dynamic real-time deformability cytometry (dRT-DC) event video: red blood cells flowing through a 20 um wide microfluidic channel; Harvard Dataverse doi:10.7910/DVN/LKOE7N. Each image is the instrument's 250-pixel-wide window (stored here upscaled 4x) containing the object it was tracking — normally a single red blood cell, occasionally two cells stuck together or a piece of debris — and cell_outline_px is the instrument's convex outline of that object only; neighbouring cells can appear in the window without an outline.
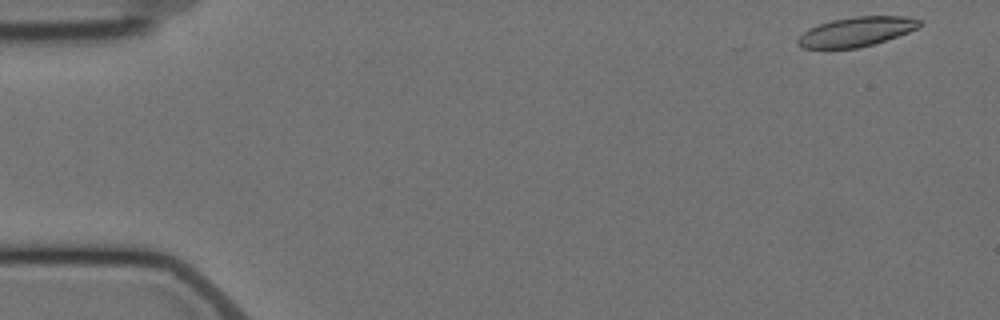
{"species": "Egyptian fruit bat (a non-hibernating species)", "species_latin": "Rousettus aegyptiacus", "temperature_condition": "cold", "stored_images_in_passage": 4, "camera_frame_rate_fps": 3000, "um_per_image_px": 0.085, "animal": {"sex": "female"}, "frame": {"image": 1, "passage_image": 1, "time_ms": 0.0, "image_size_px": [1000, 320], "cell_outline_px": [[920, 24], [916, 28], [908, 32], [872, 44], [856, 48], [800, 48], [796, 44], [796, 40], [808, 28], [832, 20], [856, 16], [904, 16], [920, 20]], "centroid_in_image_um": [72.73, 2.69], "position_along_channel_um": 12.3, "area_um2": 20.58}}